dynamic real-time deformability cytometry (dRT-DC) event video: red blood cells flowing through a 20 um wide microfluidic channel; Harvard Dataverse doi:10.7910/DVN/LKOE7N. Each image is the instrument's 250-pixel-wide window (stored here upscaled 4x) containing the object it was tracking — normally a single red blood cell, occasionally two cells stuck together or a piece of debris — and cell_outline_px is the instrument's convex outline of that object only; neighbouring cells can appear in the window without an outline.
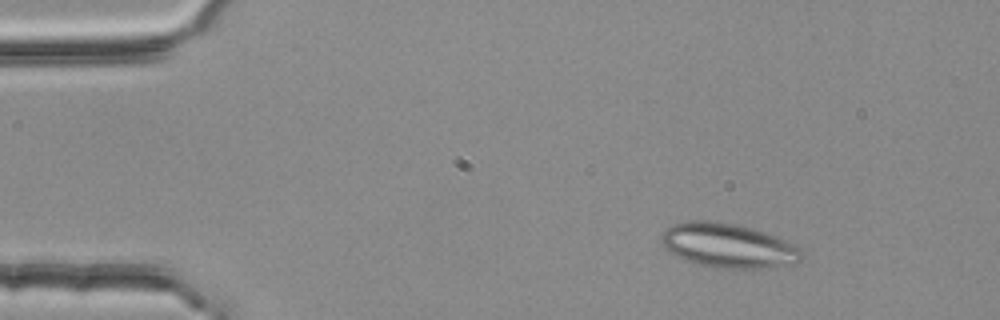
{"species": "common noctule bat (a hibernating species)", "species_latin": "Nyctalus noctula", "temperature_condition": "room temperature", "stored_images_in_passage": 3, "camera_frame_rate_fps": 3000, "um_per_image_px": 0.085, "animal": {"sex": "female", "body_mass_g": 25.1}, "frame": {"image": 1, "passage_image": 2, "time_ms": 0.333, "image_size_px": [1000, 320], "cell_outline_px": [[804, 256], [800, 260], [792, 264], [760, 268], [720, 268], [700, 264], [684, 260], [676, 256], [664, 248], [660, 240], [660, 232], [664, 228], [672, 224], [688, 220], [712, 220], [736, 224], [752, 228], [776, 236], [804, 252]], "centroid_in_image_um": [61.81, 20.85], "position_along_channel_um": 23.2, "area_um2": 36.36}}